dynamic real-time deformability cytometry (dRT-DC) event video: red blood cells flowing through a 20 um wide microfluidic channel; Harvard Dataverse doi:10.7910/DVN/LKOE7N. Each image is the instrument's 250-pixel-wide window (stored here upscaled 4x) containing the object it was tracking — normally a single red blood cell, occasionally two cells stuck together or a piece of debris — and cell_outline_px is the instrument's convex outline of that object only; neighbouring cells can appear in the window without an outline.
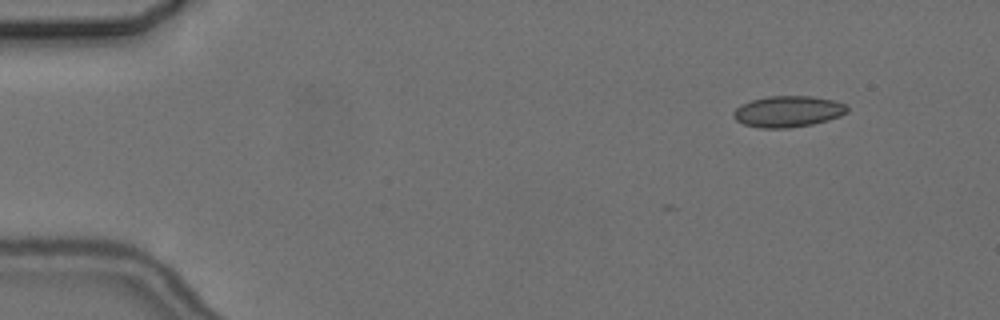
{"species": "common noctule bat (a hibernating species)", "species_latin": "Nyctalus noctula", "temperature_condition": "cold", "stored_images_in_passage": 5, "camera_frame_rate_fps": 3000, "um_per_image_px": 0.085, "animal": {"sex": "female", "body_mass_g": 24.6, "forearm_length_mm": 56.2}, "frame": {"image": 1, "passage_image": 2, "time_ms": 1.0, "image_size_px": [1000, 320], "cell_outline_px": [[848, 112], [840, 116], [828, 120], [812, 124], [788, 128], [760, 128], [744, 124], [736, 120], [732, 116], [732, 112], [740, 104], [752, 100], [768, 96], [812, 96], [832, 100], [848, 104]], "centroid_in_image_um": [66.98, 9.47], "position_along_channel_um": 18.0, "area_um2": 20.81}}